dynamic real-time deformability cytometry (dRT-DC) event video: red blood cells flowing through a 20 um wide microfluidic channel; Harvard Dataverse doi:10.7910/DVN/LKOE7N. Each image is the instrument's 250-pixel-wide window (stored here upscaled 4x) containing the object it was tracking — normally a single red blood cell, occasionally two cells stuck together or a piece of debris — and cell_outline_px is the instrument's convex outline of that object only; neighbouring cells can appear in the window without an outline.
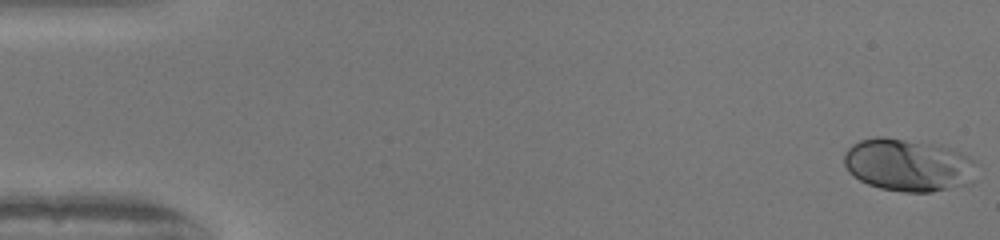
{"species": "human", "species_latin": "Homo sapiens", "temperature_condition": "warm", "stored_images_in_passage": 51, "camera_frame_rate_fps": 3000, "um_per_image_px": 0.085, "donor": {"sex": "female"}, "frame": {"image": 1, "passage_image": 1, "time_ms": 0.0, "image_size_px": [1000, 240], "cell_outline_px": [[976, 160], [964, 184], [932, 192], [904, 192], [880, 188], [868, 184], [852, 176], [848, 172], [844, 164], [844, 152], [852, 144], [860, 140], [876, 136], [880, 136], [932, 144], [948, 148], [960, 152]], "centroid_in_image_um": [77.07, 14.02], "position_along_channel_um": 7.9, "area_um2": 39.82}}
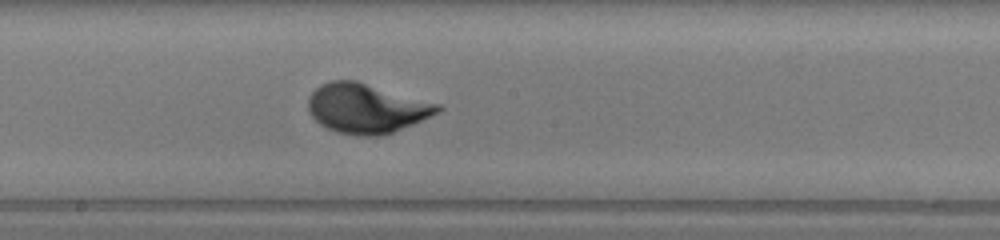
{"frame": {"image": 2, "passage_image": 28, "time_ms": 9.0, "image_size_px": [1000, 240], "cell_outline_px": [[444, 108], [440, 112], [412, 124], [392, 132], [380, 136], [356, 136], [336, 132], [320, 124], [308, 112], [308, 96], [320, 84], [328, 80], [356, 80], [440, 104]], "centroid_in_image_um": [31.12, 9.2], "position_along_channel_um": 217.1, "area_um2": 37.51}}
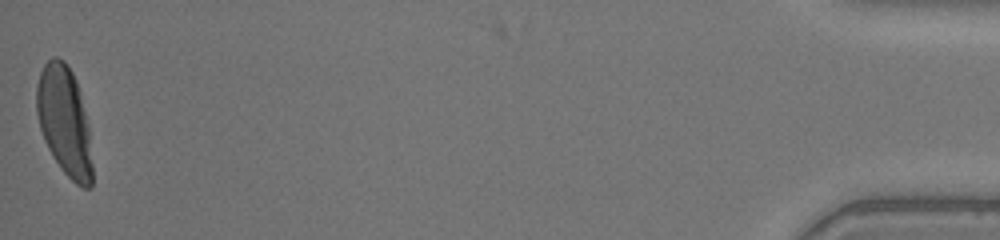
{"frame": {"image": 3, "passage_image": 51, "time_ms": 16.667, "image_size_px": [1000, 240], "cell_outline_px": [[92, 188], [84, 188], [76, 184], [60, 168], [52, 156], [44, 140], [40, 128], [36, 112], [36, 84], [40, 72], [44, 64], [52, 56], [56, 56], [64, 60], [72, 72], [76, 80], [80, 92], [88, 124], [92, 164]], "centroid_in_image_um": [5.47, 10.28], "position_along_channel_um": 429.7, "area_um2": 35.66}}